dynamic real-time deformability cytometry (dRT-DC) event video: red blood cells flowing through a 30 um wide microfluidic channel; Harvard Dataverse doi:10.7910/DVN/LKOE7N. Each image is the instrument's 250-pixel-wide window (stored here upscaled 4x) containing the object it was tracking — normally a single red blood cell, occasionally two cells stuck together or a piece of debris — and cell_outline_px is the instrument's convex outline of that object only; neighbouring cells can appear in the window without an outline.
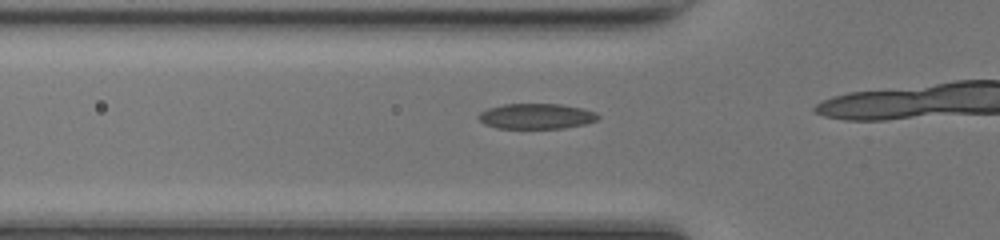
{"species": "common noctule bat (a hibernating species)", "species_latin": "Nyctalus noctula", "temperature_condition": "room temperature", "stored_images_in_passage": 14, "camera_frame_rate_fps": 3000, "um_per_image_px": 0.085, "animal": {"sex": "female", "body_mass_g": 17.0, "forearm_length_mm": 48.0}, "frame": {"image": 1, "passage_image": 10, "time_ms": 3.0, "image_size_px": [1000, 240], "cell_outline_px": [[600, 116], [596, 120], [584, 124], [564, 128], [496, 128], [484, 124], [476, 116], [480, 112], [488, 108], [504, 104], [560, 104], [580, 108], [596, 112]], "centroid_in_image_um": [45.55, 9.88], "position_along_channel_um": 80.2, "area_um2": 17.63}}